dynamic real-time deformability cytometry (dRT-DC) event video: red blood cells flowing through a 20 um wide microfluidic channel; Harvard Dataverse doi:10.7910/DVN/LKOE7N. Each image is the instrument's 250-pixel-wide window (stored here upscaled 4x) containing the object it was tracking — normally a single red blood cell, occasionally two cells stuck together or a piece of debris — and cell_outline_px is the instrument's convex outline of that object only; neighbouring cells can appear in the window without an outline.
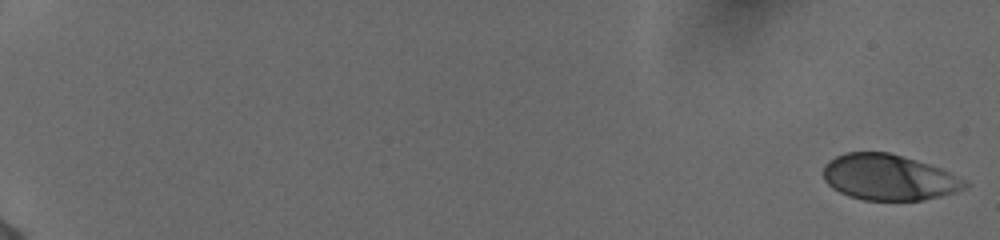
{"species": "human", "species_latin": "Homo sapiens", "temperature_condition": "cold", "stored_images_in_passage": 51, "camera_frame_rate_fps": 3000, "um_per_image_px": 0.085, "donor": {"sex": "female"}, "frame": {"image": 1, "passage_image": 1, "time_ms": 0.0, "image_size_px": [1000, 240], "cell_outline_px": [[972, 184], [956, 192], [940, 196], [920, 200], [864, 200], [848, 196], [832, 188], [824, 180], [824, 164], [828, 160], [844, 152], [888, 152], [916, 160], [940, 168]], "centroid_in_image_um": [75.52, 15.07], "position_along_channel_um": 9.5, "area_um2": 37.69}}
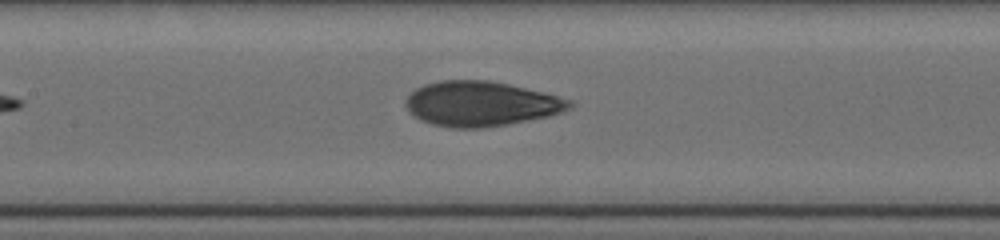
{"frame": {"image": 2, "passage_image": 25, "time_ms": 8.0, "image_size_px": [1000, 240], "cell_outline_px": [[572, 108], [548, 116], [508, 124], [480, 128], [452, 128], [432, 124], [420, 120], [404, 104], [404, 100], [416, 88], [424, 84], [436, 80], [488, 80], [508, 84], [544, 92], [572, 100]], "centroid_in_image_um": [40.87, 8.81], "position_along_channel_um": 166.5, "area_um2": 42.77}}
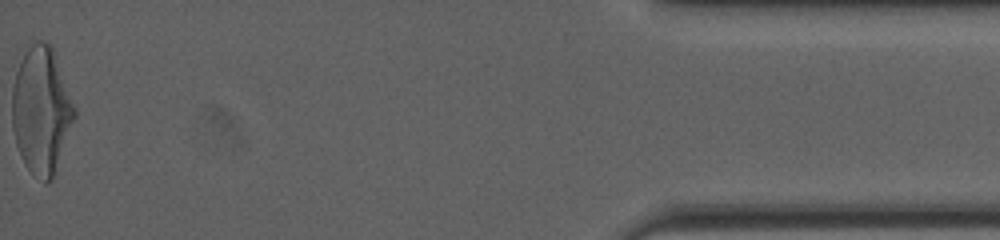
{"frame": {"image": 3, "passage_image": 51, "time_ms": 16.667, "image_size_px": [1000, 240], "cell_outline_px": [[76, 116], [52, 180], [44, 184], [24, 164], [20, 156], [16, 144], [12, 128], [12, 88], [16, 72], [28, 48], [36, 40], [44, 40], [52, 48], [56, 56], [76, 108]], "centroid_in_image_um": [3.52, 9.41], "position_along_channel_um": 431.7, "area_um2": 45.95}, "authors_computed_cell_mechanics": {"area_um2": 41.905, "velocity_mm_per_s": 3.8841, "shape_relaxation_time_tau1_ms": 3.9917, "shape_relaxation_time_tau2_ms": 1.1617, "deformation_change_tau1": 0.1728, "deformation_change_tau2": 0.0794}}